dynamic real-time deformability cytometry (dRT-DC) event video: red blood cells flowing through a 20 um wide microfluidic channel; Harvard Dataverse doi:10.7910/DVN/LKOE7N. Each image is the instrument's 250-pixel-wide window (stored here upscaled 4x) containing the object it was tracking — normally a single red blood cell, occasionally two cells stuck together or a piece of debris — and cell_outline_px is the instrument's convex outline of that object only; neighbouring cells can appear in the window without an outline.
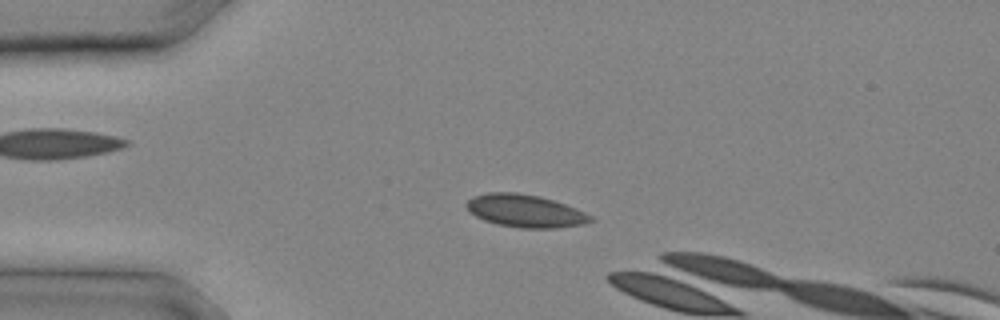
{"species": "common noctule bat (a hibernating species)", "species_latin": "Nyctalus noctula", "temperature_condition": "cold", "stored_images_in_passage": 7, "camera_frame_rate_fps": 3000, "um_per_image_px": 0.085, "animal": {"sex": "male", "body_mass_g": 20.4}, "frame": {"image": 1, "passage_image": 5, "time_ms": 1.333, "image_size_px": [1000, 320], "cell_outline_px": [[596, 220], [584, 224], [556, 228], [520, 228], [500, 224], [484, 220], [468, 212], [464, 204], [472, 196], [488, 192], [516, 192], [540, 196], [576, 208], [592, 216]], "centroid_in_image_um": [44.63, 17.92], "position_along_channel_um": 40.4, "area_um2": 23.76}}